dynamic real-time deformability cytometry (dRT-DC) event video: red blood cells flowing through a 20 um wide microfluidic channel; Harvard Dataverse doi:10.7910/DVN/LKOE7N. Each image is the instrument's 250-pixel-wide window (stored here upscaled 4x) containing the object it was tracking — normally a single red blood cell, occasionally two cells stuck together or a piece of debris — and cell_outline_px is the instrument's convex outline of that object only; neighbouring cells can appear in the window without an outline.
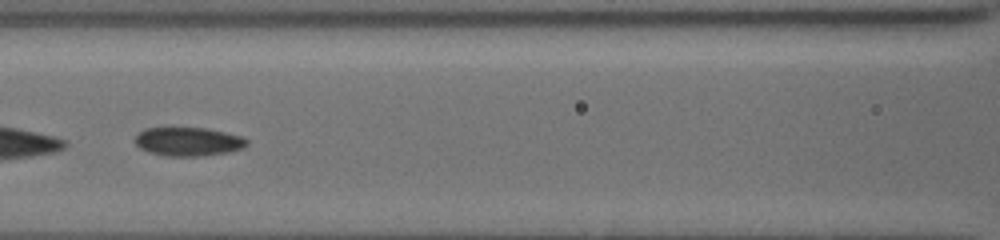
{"species": "common noctule bat (a hibernating species)", "species_latin": "Nyctalus noctula", "temperature_condition": "cold", "stored_images_in_passage": 12, "camera_frame_rate_fps": 3000, "um_per_image_px": 0.085, "animal": {"sex": "female", "body_mass_g": 19.5, "forearm_length_mm": 54.1}, "frame": {"image": 1, "passage_image": 9, "time_ms": 4.0, "image_size_px": [1000, 240], "cell_outline_px": [[248, 144], [244, 148], [228, 152], [204, 156], [164, 156], [148, 152], [140, 148], [132, 140], [144, 128], [204, 128], [224, 132], [240, 136], [248, 140]], "centroid_in_image_um": [15.98, 12.05], "position_along_channel_um": 150.6, "area_um2": 18.79}}